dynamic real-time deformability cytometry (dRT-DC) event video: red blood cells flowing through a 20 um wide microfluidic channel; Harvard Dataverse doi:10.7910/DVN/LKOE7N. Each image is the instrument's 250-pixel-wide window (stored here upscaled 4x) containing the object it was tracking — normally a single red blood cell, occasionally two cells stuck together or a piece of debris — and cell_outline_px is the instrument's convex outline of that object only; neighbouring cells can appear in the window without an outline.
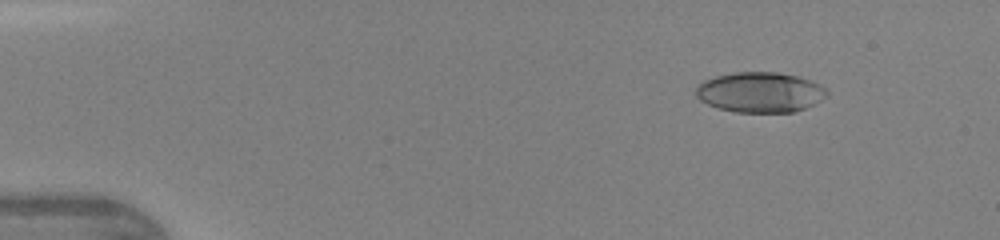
{"species": "human", "species_latin": "Homo sapiens", "temperature_condition": "warm", "stored_images_in_passage": 32, "camera_frame_rate_fps": 3000, "um_per_image_px": 0.085, "donor": {"sex": "female"}, "frame": {"image": 1, "passage_image": 3, "time_ms": 0.667, "image_size_px": [1000, 240], "cell_outline_px": [[828, 96], [804, 108], [792, 112], [736, 112], [720, 108], [708, 104], [700, 100], [696, 96], [696, 84], [704, 80], [716, 76], [736, 72], [776, 72], [796, 76], [812, 80], [824, 88], [828, 92]], "centroid_in_image_um": [64.59, 7.83], "position_along_channel_um": 20.4, "area_um2": 30.58}}
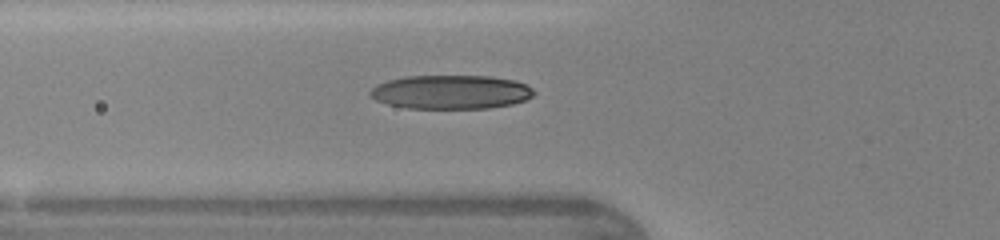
{"frame": {"image": 2, "passage_image": 9, "time_ms": 2.667, "image_size_px": [1000, 240], "cell_outline_px": [[536, 92], [532, 96], [524, 100], [512, 104], [488, 108], [404, 108], [388, 104], [376, 100], [368, 92], [376, 84], [388, 80], [404, 76], [488, 76], [516, 80], [532, 88]], "centroid_in_image_um": [38.31, 7.82], "position_along_channel_um": 87.5, "area_um2": 32.37}}
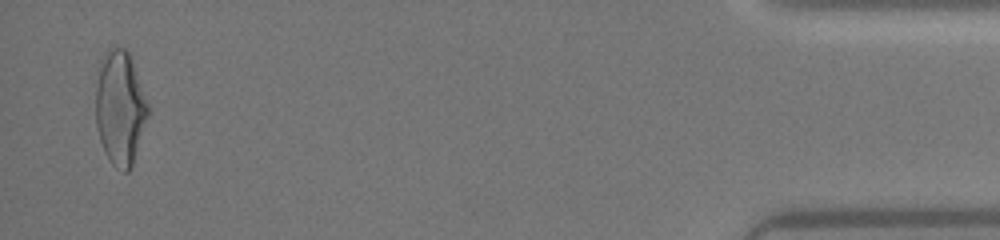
{"frame": {"image": 3, "passage_image": 32, "time_ms": 10.333, "image_size_px": [1000, 240], "cell_outline_px": [[148, 116], [132, 164], [128, 172], [124, 172], [116, 168], [112, 164], [104, 152], [100, 140], [96, 124], [96, 84], [100, 60], [104, 52], [108, 48], [124, 48], [132, 56], [148, 104]], "centroid_in_image_um": [10.2, 9.13], "position_along_channel_um": 425.0, "area_um2": 34.85}}